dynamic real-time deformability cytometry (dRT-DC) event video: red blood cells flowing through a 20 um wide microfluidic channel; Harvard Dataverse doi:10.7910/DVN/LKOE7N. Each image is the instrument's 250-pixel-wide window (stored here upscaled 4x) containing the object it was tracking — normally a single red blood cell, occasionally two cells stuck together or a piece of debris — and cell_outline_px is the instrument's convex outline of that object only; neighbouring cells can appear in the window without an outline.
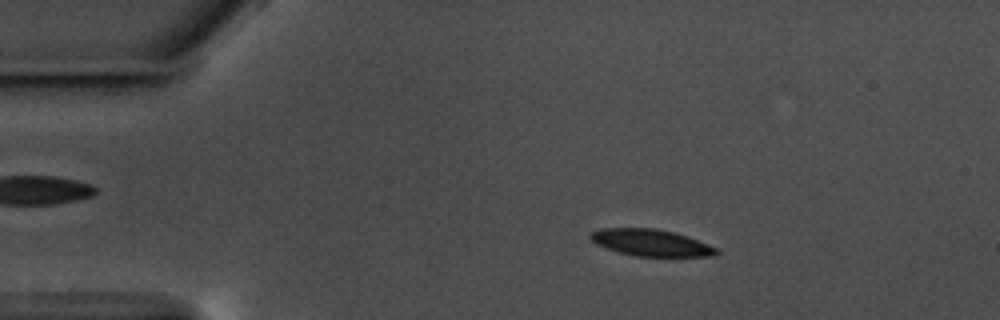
{"species": "common noctule bat (a hibernating species)", "species_latin": "Nyctalus noctula", "temperature_condition": "warm", "stored_images_in_passage": 52, "camera_frame_rate_fps": 3000, "um_per_image_px": 0.085, "animal": {"sex": "male", "body_mass_g": 17.5, "forearm_length_mm": 52.3}, "frame": {"image": 1, "passage_image": 5, "time_ms": 1.333, "image_size_px": [1000, 320], "cell_outline_px": [[720, 252], [712, 256], [636, 256], [620, 252], [596, 244], [588, 236], [592, 232], [600, 228], [656, 228], [688, 236], [716, 248]], "centroid_in_image_um": [55.32, 20.62], "position_along_channel_um": 29.7, "area_um2": 19.36}}
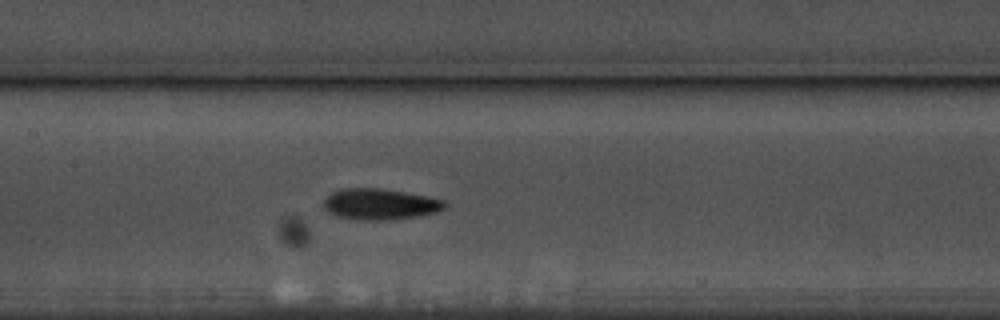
{"frame": {"image": 2, "passage_image": 22, "time_ms": 7.0, "image_size_px": [1000, 320], "cell_outline_px": [[444, 208], [436, 212], [420, 216], [392, 220], [360, 220], [336, 216], [328, 212], [324, 208], [324, 200], [332, 192], [344, 188], [380, 188], [428, 196], [444, 200]], "centroid_in_image_um": [32.29, 17.36], "position_along_channel_um": 175.1, "area_um2": 21.91}}
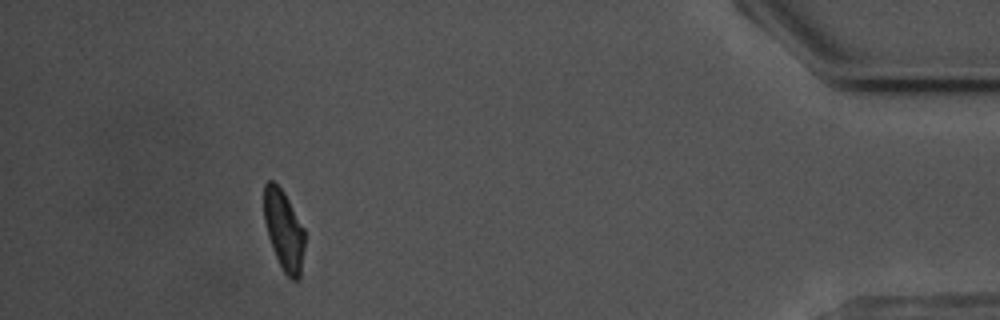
{"frame": {"image": 3, "passage_image": 47, "time_ms": 15.333, "image_size_px": [1000, 320], "cell_outline_px": [[304, 248], [300, 276], [296, 280], [292, 280], [284, 272], [276, 256], [268, 236], [264, 220], [264, 184], [268, 180], [272, 180], [284, 192], [304, 228]], "centroid_in_image_um": [24.12, 19.54], "position_along_channel_um": 411.1, "area_um2": 18.79}, "authors_computed_cell_mechanics": {"area_um2": 20.0566, "velocity_mm_per_s": 3.5534, "shape_relaxation_time_tau1_ms": 2.554, "shape_relaxation_time_tau2_ms": null, "deformation_change_tau1": 0.1226, "deformation_change_tau2": null}}